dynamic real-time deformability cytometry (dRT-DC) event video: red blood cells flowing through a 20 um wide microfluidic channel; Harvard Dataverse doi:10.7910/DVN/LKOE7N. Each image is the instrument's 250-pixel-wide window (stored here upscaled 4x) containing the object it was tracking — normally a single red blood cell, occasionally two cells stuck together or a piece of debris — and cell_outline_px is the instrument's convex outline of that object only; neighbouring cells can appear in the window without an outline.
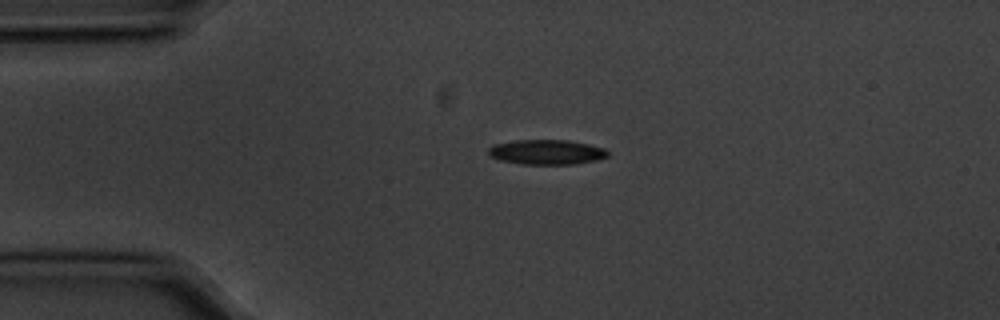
{"species": "common noctule bat (a hibernating species)", "species_latin": "Nyctalus noctula", "temperature_condition": "cold", "stored_images_in_passage": 44, "camera_frame_rate_fps": 3000, "um_per_image_px": 0.085, "animal": {"sex": "male", "body_mass_g": 20.1, "forearm_length_mm": 53.5}, "frame": {"image": 1, "passage_image": 1, "time_ms": 0.0, "image_size_px": [1000, 320], "cell_outline_px": [[608, 156], [596, 160], [576, 164], [524, 164], [500, 160], [492, 156], [488, 152], [488, 148], [492, 144], [516, 140], [568, 140], [588, 144], [604, 148], [608, 152]], "centroid_in_image_um": [46.46, 12.92], "position_along_channel_um": 38.5, "area_um2": 17.22}}
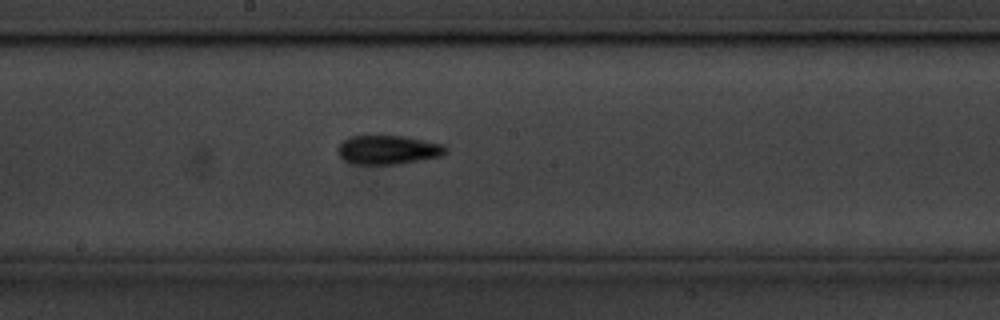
{"frame": {"image": 2, "passage_image": 18, "time_ms": 5.667, "image_size_px": [1000, 320], "cell_outline_px": [[444, 152], [440, 156], [400, 164], [352, 164], [344, 160], [336, 152], [336, 148], [344, 140], [352, 136], [404, 136], [440, 144], [444, 148]], "centroid_in_image_um": [32.89, 12.74], "position_along_channel_um": 215.3, "area_um2": 17.92}}
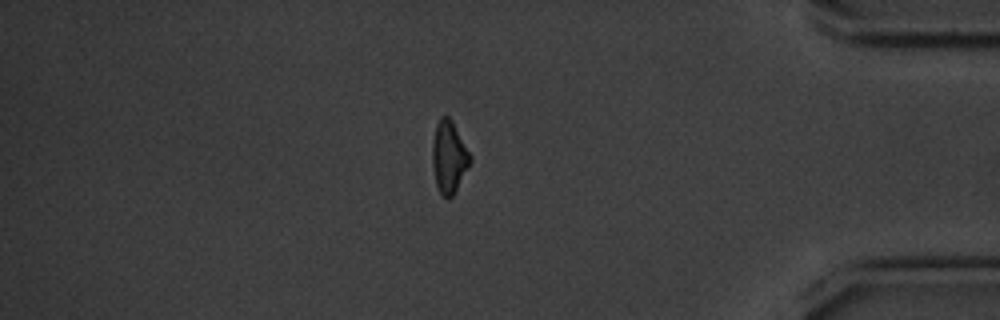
{"frame": {"image": 3, "passage_image": 36, "time_ms": 11.667, "image_size_px": [1000, 320], "cell_outline_px": [[472, 160], [468, 168], [452, 196], [448, 200], [440, 192], [436, 184], [432, 164], [432, 144], [436, 124], [440, 116], [448, 116], [452, 120], [472, 156]], "centroid_in_image_um": [38.16, 13.32], "position_along_channel_um": 397.0, "area_um2": 15.9}, "authors_computed_cell_mechanics": {"area_um2": 16.7909, "velocity_mm_per_s": 3.5888, "shape_relaxation_time_tau1_ms": 4.9293, "shape_relaxation_time_tau2_ms": null, "deformation_change_tau1": 0.1327, "deformation_change_tau2": null}}